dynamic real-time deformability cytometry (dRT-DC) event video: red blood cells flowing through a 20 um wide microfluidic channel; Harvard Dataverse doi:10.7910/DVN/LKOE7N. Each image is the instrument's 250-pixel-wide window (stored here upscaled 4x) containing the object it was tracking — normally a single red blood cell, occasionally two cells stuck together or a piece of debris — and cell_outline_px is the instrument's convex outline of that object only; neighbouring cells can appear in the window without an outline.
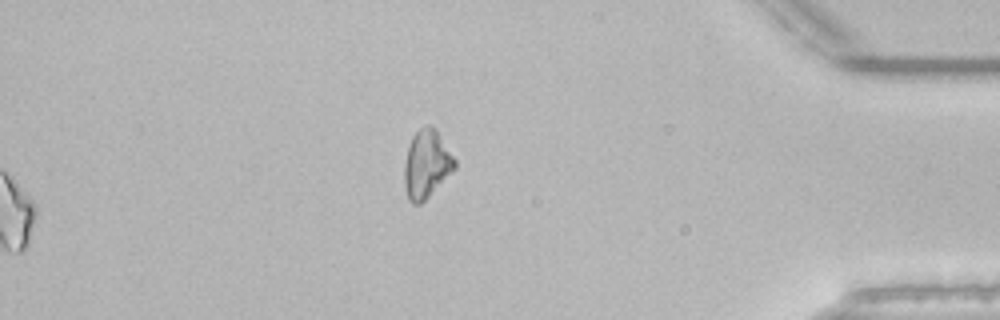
{"species": "common noctule bat (a hibernating species)", "species_latin": "Nyctalus noctula", "temperature_condition": "room temperature", "stored_images_in_passage": 48, "camera_frame_rate_fps": 3000, "um_per_image_px": 0.085, "animal": {"sex": "male", "body_mass_g": 21.5, "forearm_length_mm": 52.0}, "frame": {"image": 1, "passage_image": 48, "time_ms": 15.667, "image_size_px": [1000, 320], "cell_outline_px": [[456, 168], [420, 204], [412, 204], [408, 200], [404, 188], [404, 164], [408, 148], [412, 136], [424, 124], [432, 124], [436, 128], [456, 160]], "centroid_in_image_um": [36.25, 13.92], "position_along_channel_um": 399.0, "area_um2": 20.11}, "authors_computed_cell_mechanics": {"area_um2": 19.1029, "velocity_mm_per_s": 3.8766, "shape_relaxation_time_tau1_ms": 9.8235, "shape_relaxation_time_tau2_ms": null, "deformation_change_tau1": 0.1756, "deformation_change_tau2": null}}